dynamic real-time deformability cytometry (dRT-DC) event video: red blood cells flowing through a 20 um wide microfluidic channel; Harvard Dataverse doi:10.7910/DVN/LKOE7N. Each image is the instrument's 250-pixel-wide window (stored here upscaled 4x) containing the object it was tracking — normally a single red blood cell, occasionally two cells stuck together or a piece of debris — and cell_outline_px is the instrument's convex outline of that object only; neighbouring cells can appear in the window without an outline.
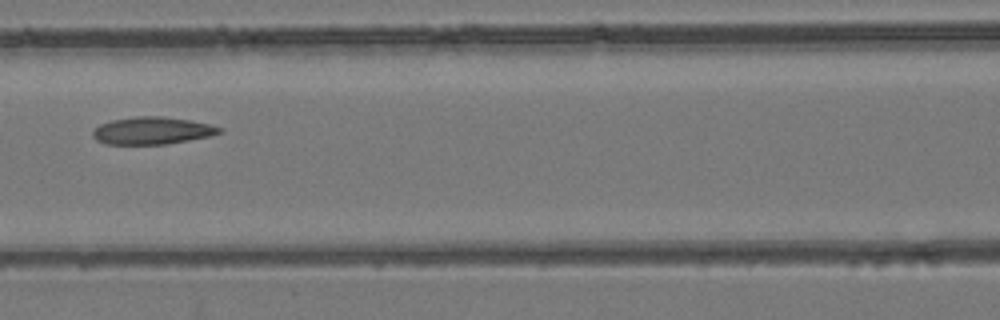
{"species": "common noctule bat (a hibernating species)", "species_latin": "Nyctalus noctula", "temperature_condition": "room temperature", "stored_images_in_passage": 6, "camera_frame_rate_fps": 3000, "um_per_image_px": 0.085, "animal": {"sex": "female", "body_mass_g": 24.6, "forearm_length_mm": 56.2}, "frame": {"image": 1, "passage_image": 5, "time_ms": 1.333, "image_size_px": [1000, 320], "cell_outline_px": [[224, 132], [208, 136], [188, 140], [164, 144], [104, 144], [96, 140], [92, 136], [92, 132], [100, 124], [112, 120], [136, 116], [164, 116], [188, 120], [208, 124], [224, 128]], "centroid_in_image_um": [12.92, 11.1], "position_along_channel_um": 153.7, "area_um2": 20.11}}
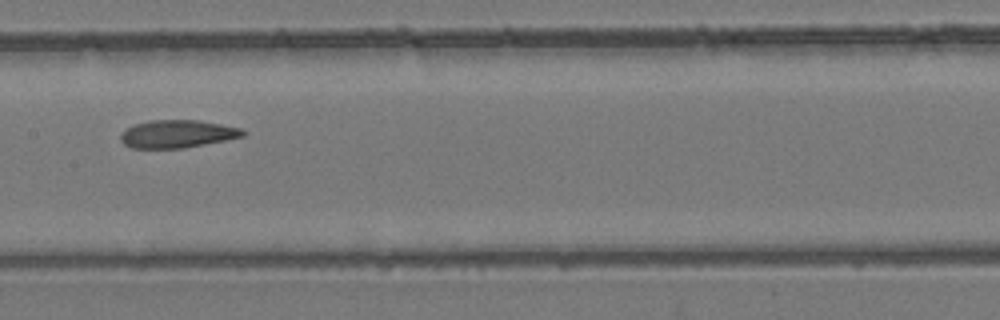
{"frame": {"image": 2, "passage_image": 6, "time_ms": 1.667, "image_size_px": [1000, 320], "cell_outline_px": [[248, 132], [244, 136], [184, 148], [132, 148], [124, 144], [120, 140], [120, 132], [136, 124], [148, 120], [200, 120], [240, 128]], "centroid_in_image_um": [15.06, 11.38], "position_along_channel_um": 192.3, "area_um2": 19.77}}